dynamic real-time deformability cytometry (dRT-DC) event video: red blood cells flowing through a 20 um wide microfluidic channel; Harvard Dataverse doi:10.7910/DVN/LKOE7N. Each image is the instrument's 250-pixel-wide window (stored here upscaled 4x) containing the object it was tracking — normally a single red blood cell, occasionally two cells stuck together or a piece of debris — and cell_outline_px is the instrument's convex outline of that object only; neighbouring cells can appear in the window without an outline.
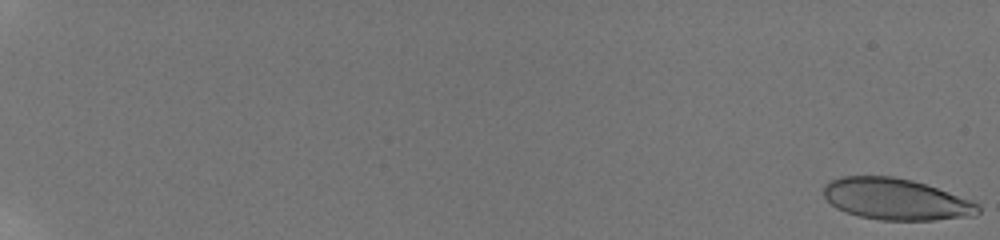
{"species": "human", "species_latin": "Homo sapiens", "temperature_condition": "room temperature", "stored_images_in_passage": 108, "camera_frame_rate_fps": 3000, "um_per_image_px": 0.085, "donor": {"sex": "male"}, "frame": {"image": 1, "passage_image": 1, "time_ms": 0.0, "image_size_px": [1000, 240], "cell_outline_px": [[980, 212], [976, 216], [936, 220], [880, 220], [860, 216], [844, 212], [836, 208], [824, 196], [824, 184], [828, 180], [840, 176], [892, 176], [912, 180], [972, 200], [980, 204]], "centroid_in_image_um": [76.16, 16.93], "position_along_channel_um": 8.8, "area_um2": 37.51}}
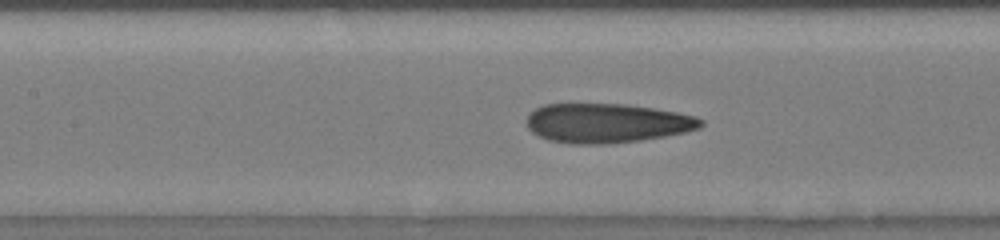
{"frame": {"image": 2, "passage_image": 48, "time_ms": 10.333, "image_size_px": [1000, 240], "cell_outline_px": [[704, 124], [700, 128], [684, 132], [664, 136], [640, 140], [604, 144], [572, 144], [548, 140], [532, 132], [528, 128], [528, 112], [544, 104], [624, 104], [652, 108], [676, 112], [696, 116], [704, 120]], "centroid_in_image_um": [51.58, 10.46], "position_along_channel_um": 155.8, "area_um2": 39.88}}
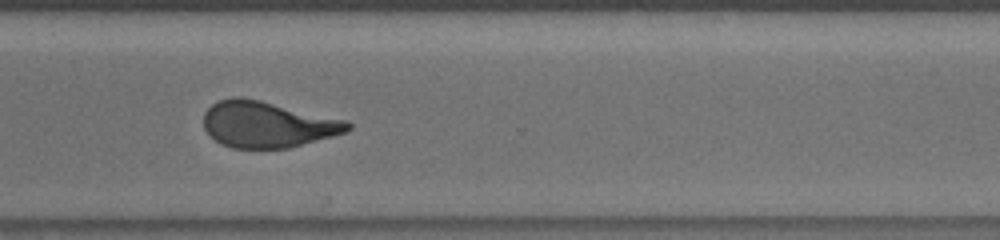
{"frame": {"image": 3, "passage_image": 81, "time_ms": 15.333, "image_size_px": [1000, 240], "cell_outline_px": [[352, 128], [348, 132], [288, 148], [232, 148], [220, 144], [208, 136], [204, 128], [204, 112], [212, 104], [220, 100], [232, 96], [240, 96], [260, 100], [348, 120], [352, 124]], "centroid_in_image_um": [22.73, 10.57], "position_along_channel_um": 347.9, "area_um2": 39.13}}